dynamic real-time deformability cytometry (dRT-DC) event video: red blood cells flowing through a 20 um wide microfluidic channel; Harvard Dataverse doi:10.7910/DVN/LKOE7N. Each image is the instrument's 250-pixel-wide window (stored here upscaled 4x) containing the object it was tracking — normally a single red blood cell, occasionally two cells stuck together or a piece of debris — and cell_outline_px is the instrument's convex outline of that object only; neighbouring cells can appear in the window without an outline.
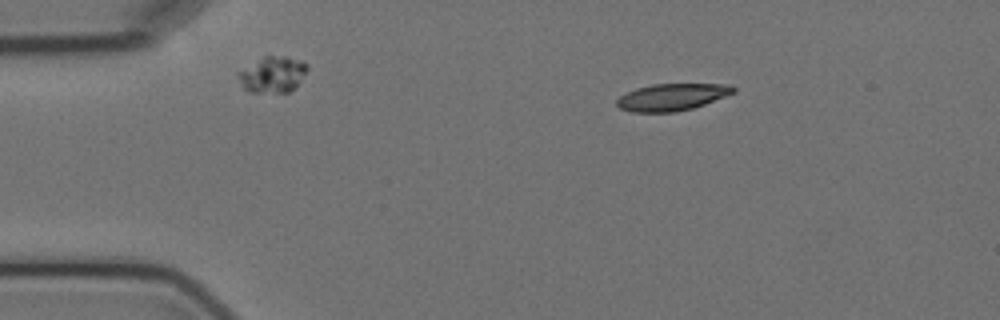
{"species": "Egyptian fruit bat (a non-hibernating species)", "species_latin": "Rousettus aegyptiacus", "temperature_condition": "cold", "stored_images_in_passage": 3, "camera_frame_rate_fps": 3000, "um_per_image_px": 0.085, "animal": {"sex": "female"}, "frame": {"image": 1, "passage_image": 1, "time_ms": 0.0, "image_size_px": [1000, 320], "cell_outline_px": [[736, 92], [704, 104], [692, 108], [676, 112], [632, 112], [620, 108], [616, 104], [616, 100], [620, 96], [636, 88], [652, 84], [732, 84], [736, 88]], "centroid_in_image_um": [57.13, 8.24], "position_along_channel_um": 27.9, "area_um2": 18.32}}